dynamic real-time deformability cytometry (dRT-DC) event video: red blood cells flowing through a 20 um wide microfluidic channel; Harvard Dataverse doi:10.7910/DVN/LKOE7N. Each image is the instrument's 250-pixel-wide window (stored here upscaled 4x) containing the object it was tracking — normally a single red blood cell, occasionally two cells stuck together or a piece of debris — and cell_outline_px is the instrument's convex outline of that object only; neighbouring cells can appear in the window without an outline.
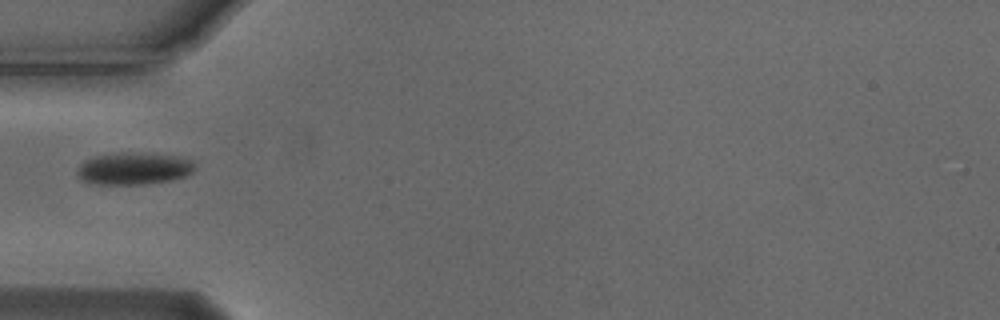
{"species": "Egyptian fruit bat (a non-hibernating species)", "species_latin": "Rousettus aegyptiacus", "temperature_condition": "cold", "stored_images_in_passage": 38, "camera_frame_rate_fps": 3000, "um_per_image_px": 0.085, "animal": {"sex": "male"}, "frame": {"image": 1, "passage_image": 1, "time_ms": 0.0, "image_size_px": [1000, 320], "cell_outline_px": [[196, 168], [192, 172], [184, 176], [172, 180], [144, 184], [96, 184], [80, 180], [76, 176], [76, 172], [80, 164], [84, 160], [96, 156], [120, 152], [176, 156], [192, 160], [196, 164]], "centroid_in_image_um": [11.35, 14.34], "position_along_channel_um": 73.7, "area_um2": 22.02}}
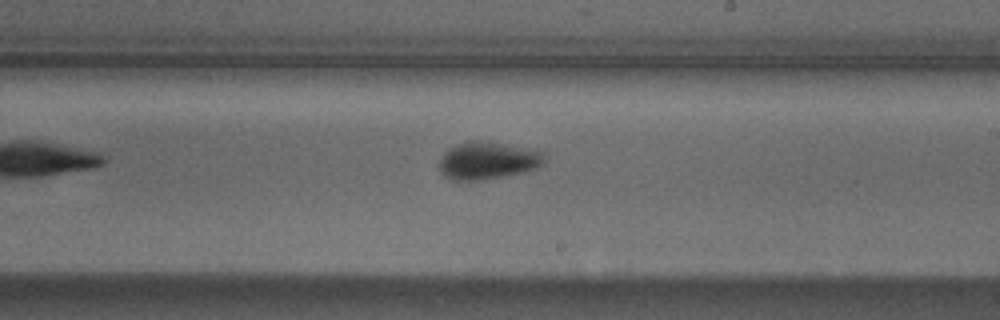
{"frame": {"image": 2, "passage_image": 15, "time_ms": 4.667, "image_size_px": [1000, 320], "cell_outline_px": [[544, 164], [536, 168], [524, 172], [504, 176], [476, 180], [456, 180], [444, 176], [440, 172], [440, 160], [444, 152], [448, 148], [456, 144], [472, 140], [480, 140], [544, 152]], "centroid_in_image_um": [41.43, 13.65], "position_along_channel_um": 247.6, "area_um2": 22.66}}
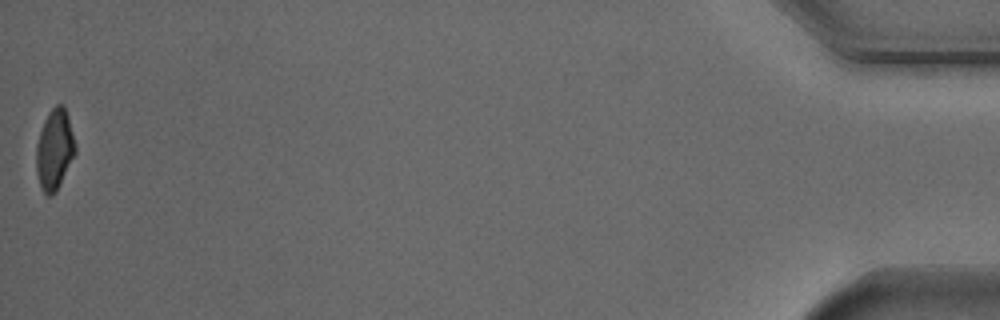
{"frame": {"image": 3, "passage_image": 38, "time_ms": 12.333, "image_size_px": [1000, 320], "cell_outline_px": [[76, 152], [56, 192], [52, 196], [48, 196], [44, 192], [40, 184], [36, 172], [36, 144], [44, 120], [48, 112], [56, 104], [64, 104], [68, 116], [76, 144]], "centroid_in_image_um": [4.64, 12.69], "position_along_channel_um": 430.6, "area_um2": 18.38}}